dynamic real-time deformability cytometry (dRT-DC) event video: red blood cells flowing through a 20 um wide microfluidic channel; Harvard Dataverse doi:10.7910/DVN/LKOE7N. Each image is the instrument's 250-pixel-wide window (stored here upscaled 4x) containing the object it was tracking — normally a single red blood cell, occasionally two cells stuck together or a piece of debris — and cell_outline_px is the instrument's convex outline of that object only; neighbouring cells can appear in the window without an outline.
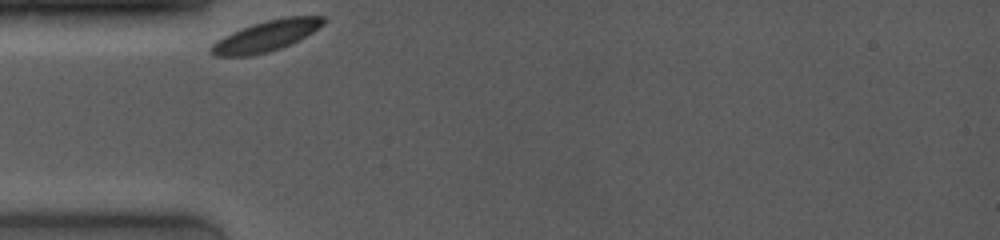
{"species": "common noctule bat (a hibernating species)", "species_latin": "Nyctalus noctula", "temperature_condition": "room temperature", "stored_images_in_passage": 33, "camera_frame_rate_fps": 4000, "um_per_image_px": 0.085, "animal": {"sex": "female", "body_mass_g": 19.0, "forearm_length_mm": 53.3}, "frame": {"image": 1, "passage_image": 1, "time_ms": 0.0, "image_size_px": [1000, 240], "cell_outline_px": [[324, 24], [312, 32], [280, 48], [268, 52], [248, 56], [216, 56], [208, 52], [208, 48], [216, 40], [232, 32], [252, 24], [284, 16], [324, 16]], "centroid_in_image_um": [22.56, 3.06], "position_along_channel_um": 62.4, "area_um2": 19.88}}
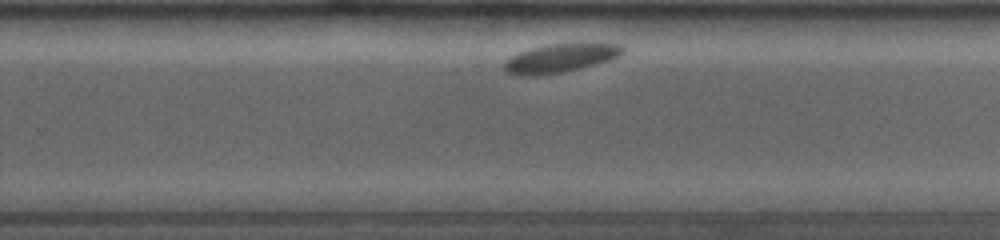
{"frame": {"image": 2, "passage_image": 23, "time_ms": 6.5, "image_size_px": [1000, 240], "cell_outline_px": [[624, 52], [620, 56], [612, 60], [564, 72], [540, 76], [516, 76], [508, 72], [504, 68], [504, 60], [520, 52], [532, 48], [548, 44], [620, 44], [624, 48]], "centroid_in_image_um": [47.61, 4.97], "position_along_channel_um": 282.2, "area_um2": 19.77}}
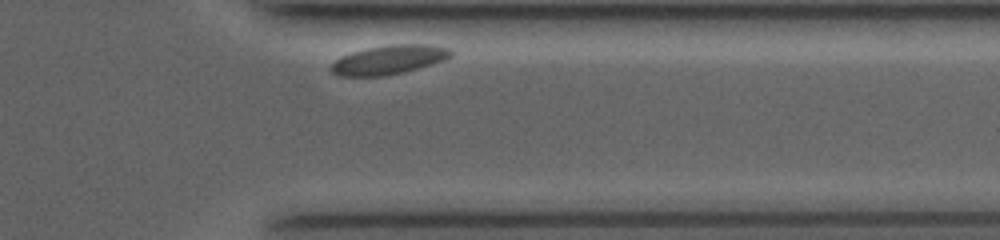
{"frame": {"image": 3, "passage_image": 31, "time_ms": 9.25, "image_size_px": [1000, 240], "cell_outline_px": [[452, 56], [444, 60], [432, 64], [404, 72], [384, 76], [340, 76], [332, 72], [332, 64], [340, 56], [352, 52], [368, 48], [392, 44], [428, 44], [448, 48], [452, 52]], "centroid_in_image_um": [33.07, 5.08], "position_along_channel_um": 378.3, "area_um2": 20.17}}